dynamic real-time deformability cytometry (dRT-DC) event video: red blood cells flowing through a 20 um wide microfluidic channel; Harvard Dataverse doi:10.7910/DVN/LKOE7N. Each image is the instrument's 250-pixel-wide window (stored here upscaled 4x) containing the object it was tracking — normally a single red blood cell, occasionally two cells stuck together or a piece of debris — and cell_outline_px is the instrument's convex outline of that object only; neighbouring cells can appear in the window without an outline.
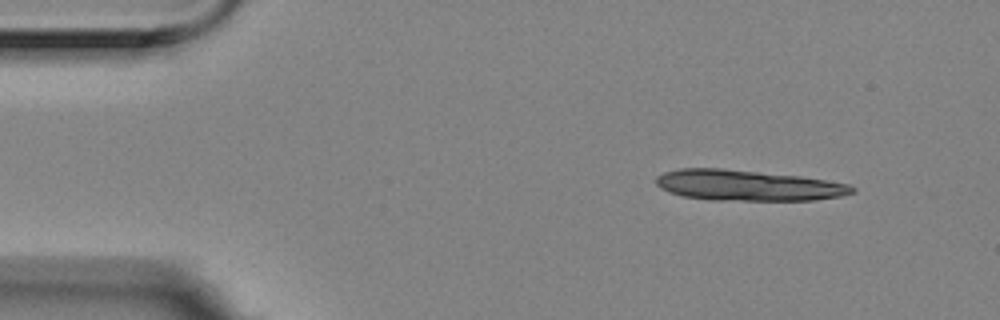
{"species": "Egyptian fruit bat (a non-hibernating species)", "species_latin": "Rousettus aegyptiacus", "temperature_condition": "room temperature", "stored_images_in_passage": 4, "camera_frame_rate_fps": 3000, "um_per_image_px": 0.085, "animal": {"sex": "female"}, "frame": {"image": 1, "passage_image": 1, "time_ms": 0.0, "image_size_px": [1000, 320], "cell_outline_px": [[856, 192], [840, 196], [816, 200], [712, 200], [684, 196], [668, 192], [660, 188], [656, 184], [656, 176], [664, 172], [680, 168], [720, 168], [800, 176], [848, 184], [856, 188]], "centroid_in_image_um": [63.54, 15.76], "position_along_channel_um": 21.5, "area_um2": 35.03}}